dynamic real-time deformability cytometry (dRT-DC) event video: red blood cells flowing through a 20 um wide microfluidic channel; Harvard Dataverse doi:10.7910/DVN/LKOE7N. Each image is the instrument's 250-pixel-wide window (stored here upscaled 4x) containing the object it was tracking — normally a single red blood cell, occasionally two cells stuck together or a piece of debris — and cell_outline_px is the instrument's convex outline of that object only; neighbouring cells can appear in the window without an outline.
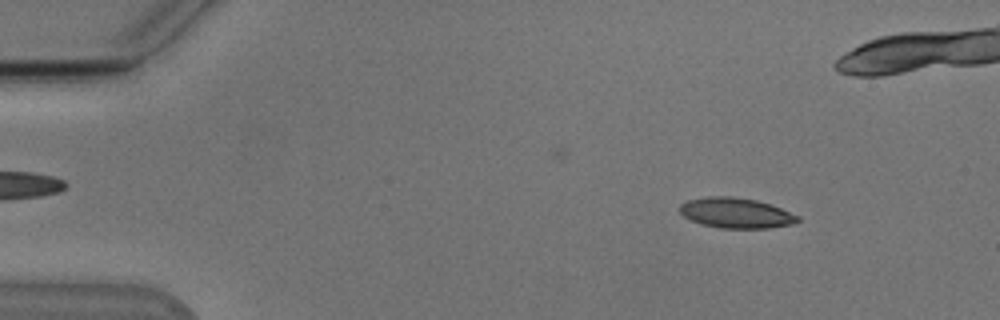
{"species": "Egyptian fruit bat (a non-hibernating species)", "species_latin": "Rousettus aegyptiacus", "temperature_condition": "cold", "stored_images_in_passage": 48, "camera_frame_rate_fps": 3000, "um_per_image_px": 0.085, "animal": {"sex": "male"}, "frame": {"image": 1, "passage_image": 7, "time_ms": 2.0, "image_size_px": [1000, 320], "cell_outline_px": [[800, 220], [792, 224], [768, 228], [720, 228], [700, 224], [684, 216], [680, 212], [680, 204], [688, 200], [708, 196], [732, 196], [756, 200], [780, 208], [800, 216]], "centroid_in_image_um": [62.55, 18.1], "position_along_channel_um": 22.4, "area_um2": 20.75}}
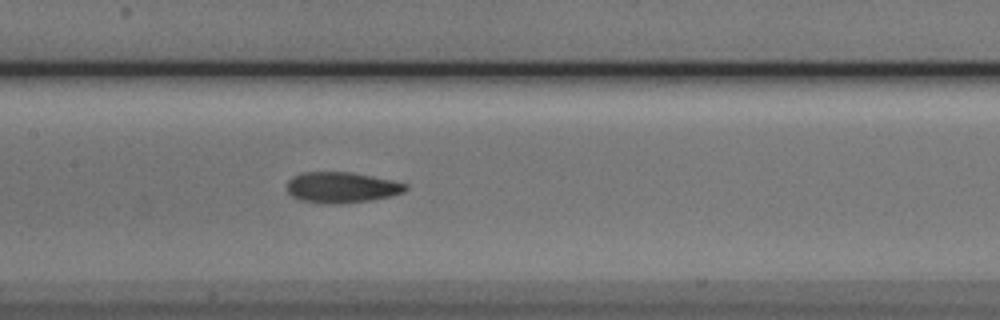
{"frame": {"image": 2, "passage_image": 26, "time_ms": 8.333, "image_size_px": [1000, 320], "cell_outline_px": [[408, 188], [404, 192], [392, 196], [368, 200], [336, 204], [332, 204], [300, 200], [292, 196], [288, 192], [288, 180], [292, 176], [304, 172], [352, 172], [392, 180], [408, 184]], "centroid_in_image_um": [29.06, 15.92], "position_along_channel_um": 178.3, "area_um2": 21.21}}
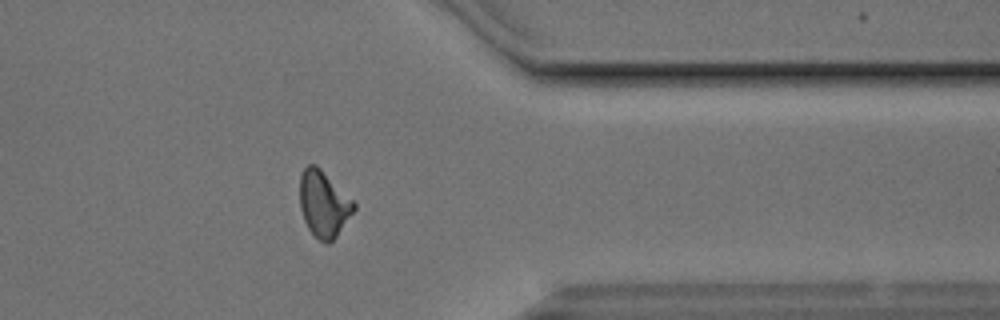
{"frame": {"image": 3, "passage_image": 43, "time_ms": 14.0, "image_size_px": [1000, 320], "cell_outline_px": [[356, 208], [336, 236], [328, 244], [324, 244], [308, 228], [304, 220], [300, 208], [300, 176], [304, 168], [308, 164], [316, 164], [356, 200]], "centroid_in_image_um": [27.54, 17.3], "position_along_channel_um": 383.9, "area_um2": 21.1}, "authors_computed_cell_mechanics": {"area_um2": 20.6346, "velocity_mm_per_s": 3.8178, "shape_relaxation_time_tau1_ms": 3.5205, "shape_relaxation_time_tau2_ms": 2.8502, "deformation_change_tau1": 0.1575, "deformation_change_tau2": 0.1089}}